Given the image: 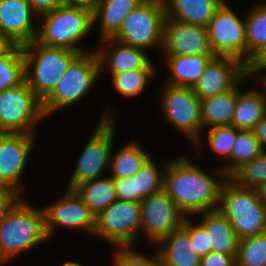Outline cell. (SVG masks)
I'll return each mask as SVG.
<instances>
[{"mask_svg": "<svg viewBox=\"0 0 266 266\" xmlns=\"http://www.w3.org/2000/svg\"><path fill=\"white\" fill-rule=\"evenodd\" d=\"M188 157L166 163L163 190L177 204L185 216L216 210L220 204V192L227 179L220 168L218 175L206 173Z\"/></svg>", "mask_w": 266, "mask_h": 266, "instance_id": "1", "label": "cell"}, {"mask_svg": "<svg viewBox=\"0 0 266 266\" xmlns=\"http://www.w3.org/2000/svg\"><path fill=\"white\" fill-rule=\"evenodd\" d=\"M48 239L43 209L23 198L0 222V253L7 262Z\"/></svg>", "mask_w": 266, "mask_h": 266, "instance_id": "2", "label": "cell"}, {"mask_svg": "<svg viewBox=\"0 0 266 266\" xmlns=\"http://www.w3.org/2000/svg\"><path fill=\"white\" fill-rule=\"evenodd\" d=\"M22 49L25 60V81L42 101L52 92L71 62L80 54L44 45L36 39L23 45Z\"/></svg>", "mask_w": 266, "mask_h": 266, "instance_id": "3", "label": "cell"}, {"mask_svg": "<svg viewBox=\"0 0 266 266\" xmlns=\"http://www.w3.org/2000/svg\"><path fill=\"white\" fill-rule=\"evenodd\" d=\"M41 23L36 40L47 46L60 47L81 53L86 52L79 41L92 30L93 12L86 8L60 5L38 17Z\"/></svg>", "mask_w": 266, "mask_h": 266, "instance_id": "4", "label": "cell"}, {"mask_svg": "<svg viewBox=\"0 0 266 266\" xmlns=\"http://www.w3.org/2000/svg\"><path fill=\"white\" fill-rule=\"evenodd\" d=\"M218 209L228 218L239 240L266 232V209L256 189L240 186L227 177Z\"/></svg>", "mask_w": 266, "mask_h": 266, "instance_id": "5", "label": "cell"}, {"mask_svg": "<svg viewBox=\"0 0 266 266\" xmlns=\"http://www.w3.org/2000/svg\"><path fill=\"white\" fill-rule=\"evenodd\" d=\"M100 65L96 52L79 54L59 79L52 92L42 101L45 116L76 104L98 81Z\"/></svg>", "mask_w": 266, "mask_h": 266, "instance_id": "6", "label": "cell"}, {"mask_svg": "<svg viewBox=\"0 0 266 266\" xmlns=\"http://www.w3.org/2000/svg\"><path fill=\"white\" fill-rule=\"evenodd\" d=\"M110 109L113 108L105 109L93 134L84 146L67 189L73 190L77 185L100 178L104 169L109 168L111 153H113L116 118Z\"/></svg>", "mask_w": 266, "mask_h": 266, "instance_id": "7", "label": "cell"}, {"mask_svg": "<svg viewBox=\"0 0 266 266\" xmlns=\"http://www.w3.org/2000/svg\"><path fill=\"white\" fill-rule=\"evenodd\" d=\"M165 17L163 0H144L128 14L113 38L143 50L162 49Z\"/></svg>", "mask_w": 266, "mask_h": 266, "instance_id": "8", "label": "cell"}, {"mask_svg": "<svg viewBox=\"0 0 266 266\" xmlns=\"http://www.w3.org/2000/svg\"><path fill=\"white\" fill-rule=\"evenodd\" d=\"M45 117L42 100L26 81L0 92V133L35 134V125Z\"/></svg>", "mask_w": 266, "mask_h": 266, "instance_id": "9", "label": "cell"}, {"mask_svg": "<svg viewBox=\"0 0 266 266\" xmlns=\"http://www.w3.org/2000/svg\"><path fill=\"white\" fill-rule=\"evenodd\" d=\"M162 113L176 130L190 138L196 148L200 146L203 130L201 120V102L192 87L162 86Z\"/></svg>", "mask_w": 266, "mask_h": 266, "instance_id": "10", "label": "cell"}, {"mask_svg": "<svg viewBox=\"0 0 266 266\" xmlns=\"http://www.w3.org/2000/svg\"><path fill=\"white\" fill-rule=\"evenodd\" d=\"M140 202L117 199L96 216L94 236L102 237L110 245L133 247L140 231Z\"/></svg>", "mask_w": 266, "mask_h": 266, "instance_id": "11", "label": "cell"}, {"mask_svg": "<svg viewBox=\"0 0 266 266\" xmlns=\"http://www.w3.org/2000/svg\"><path fill=\"white\" fill-rule=\"evenodd\" d=\"M206 28L215 56L247 62L245 19L241 20L226 1L216 10Z\"/></svg>", "mask_w": 266, "mask_h": 266, "instance_id": "12", "label": "cell"}, {"mask_svg": "<svg viewBox=\"0 0 266 266\" xmlns=\"http://www.w3.org/2000/svg\"><path fill=\"white\" fill-rule=\"evenodd\" d=\"M140 204V230L150 243L158 244L183 225L185 214L164 190L142 199Z\"/></svg>", "mask_w": 266, "mask_h": 266, "instance_id": "13", "label": "cell"}, {"mask_svg": "<svg viewBox=\"0 0 266 266\" xmlns=\"http://www.w3.org/2000/svg\"><path fill=\"white\" fill-rule=\"evenodd\" d=\"M59 199L42 208L48 237L54 233L55 226L83 229L94 236L96 217L77 193L66 188Z\"/></svg>", "mask_w": 266, "mask_h": 266, "instance_id": "14", "label": "cell"}, {"mask_svg": "<svg viewBox=\"0 0 266 266\" xmlns=\"http://www.w3.org/2000/svg\"><path fill=\"white\" fill-rule=\"evenodd\" d=\"M35 134L0 133V185L22 194L21 175L33 150Z\"/></svg>", "mask_w": 266, "mask_h": 266, "instance_id": "15", "label": "cell"}, {"mask_svg": "<svg viewBox=\"0 0 266 266\" xmlns=\"http://www.w3.org/2000/svg\"><path fill=\"white\" fill-rule=\"evenodd\" d=\"M162 52L166 55H214L207 28L166 16Z\"/></svg>", "mask_w": 266, "mask_h": 266, "instance_id": "16", "label": "cell"}, {"mask_svg": "<svg viewBox=\"0 0 266 266\" xmlns=\"http://www.w3.org/2000/svg\"><path fill=\"white\" fill-rule=\"evenodd\" d=\"M246 80L245 64L233 57H214L193 86L200 100L234 89Z\"/></svg>", "mask_w": 266, "mask_h": 266, "instance_id": "17", "label": "cell"}, {"mask_svg": "<svg viewBox=\"0 0 266 266\" xmlns=\"http://www.w3.org/2000/svg\"><path fill=\"white\" fill-rule=\"evenodd\" d=\"M102 43L103 47L106 45L108 47H100V50L95 51L99 60L100 73L104 70V66L111 75L138 69H155L153 61L143 49L119 42L114 38L103 39Z\"/></svg>", "mask_w": 266, "mask_h": 266, "instance_id": "18", "label": "cell"}, {"mask_svg": "<svg viewBox=\"0 0 266 266\" xmlns=\"http://www.w3.org/2000/svg\"><path fill=\"white\" fill-rule=\"evenodd\" d=\"M33 16L37 17L27 0H0V33L19 46L32 42L38 31Z\"/></svg>", "mask_w": 266, "mask_h": 266, "instance_id": "19", "label": "cell"}, {"mask_svg": "<svg viewBox=\"0 0 266 266\" xmlns=\"http://www.w3.org/2000/svg\"><path fill=\"white\" fill-rule=\"evenodd\" d=\"M157 249L163 266H200L201 257L196 253L189 232L180 226L162 239Z\"/></svg>", "mask_w": 266, "mask_h": 266, "instance_id": "20", "label": "cell"}, {"mask_svg": "<svg viewBox=\"0 0 266 266\" xmlns=\"http://www.w3.org/2000/svg\"><path fill=\"white\" fill-rule=\"evenodd\" d=\"M199 221L209 231L210 249L212 252L225 255H237L239 239L228 218L219 210L198 213Z\"/></svg>", "mask_w": 266, "mask_h": 266, "instance_id": "21", "label": "cell"}, {"mask_svg": "<svg viewBox=\"0 0 266 266\" xmlns=\"http://www.w3.org/2000/svg\"><path fill=\"white\" fill-rule=\"evenodd\" d=\"M215 55H166V66L171 72L165 81L172 86L192 87L198 82Z\"/></svg>", "mask_w": 266, "mask_h": 266, "instance_id": "22", "label": "cell"}, {"mask_svg": "<svg viewBox=\"0 0 266 266\" xmlns=\"http://www.w3.org/2000/svg\"><path fill=\"white\" fill-rule=\"evenodd\" d=\"M266 115V94L260 90L243 91L238 84V96L231 125L239 130H254Z\"/></svg>", "mask_w": 266, "mask_h": 266, "instance_id": "23", "label": "cell"}, {"mask_svg": "<svg viewBox=\"0 0 266 266\" xmlns=\"http://www.w3.org/2000/svg\"><path fill=\"white\" fill-rule=\"evenodd\" d=\"M225 0H163L166 16L195 25L207 26Z\"/></svg>", "mask_w": 266, "mask_h": 266, "instance_id": "24", "label": "cell"}, {"mask_svg": "<svg viewBox=\"0 0 266 266\" xmlns=\"http://www.w3.org/2000/svg\"><path fill=\"white\" fill-rule=\"evenodd\" d=\"M144 0H102L93 11V26L100 22V40L113 38L124 19ZM99 19V21H97Z\"/></svg>", "mask_w": 266, "mask_h": 266, "instance_id": "25", "label": "cell"}, {"mask_svg": "<svg viewBox=\"0 0 266 266\" xmlns=\"http://www.w3.org/2000/svg\"><path fill=\"white\" fill-rule=\"evenodd\" d=\"M237 96L238 85L234 89L200 100L203 130L208 126L231 125Z\"/></svg>", "mask_w": 266, "mask_h": 266, "instance_id": "26", "label": "cell"}, {"mask_svg": "<svg viewBox=\"0 0 266 266\" xmlns=\"http://www.w3.org/2000/svg\"><path fill=\"white\" fill-rule=\"evenodd\" d=\"M73 190L95 217L118 199L114 178L111 176L86 181L77 185Z\"/></svg>", "mask_w": 266, "mask_h": 266, "instance_id": "27", "label": "cell"}, {"mask_svg": "<svg viewBox=\"0 0 266 266\" xmlns=\"http://www.w3.org/2000/svg\"><path fill=\"white\" fill-rule=\"evenodd\" d=\"M151 157L137 142H130L119 149L114 155L111 153L109 169L112 178L132 177L142 165Z\"/></svg>", "mask_w": 266, "mask_h": 266, "instance_id": "28", "label": "cell"}, {"mask_svg": "<svg viewBox=\"0 0 266 266\" xmlns=\"http://www.w3.org/2000/svg\"><path fill=\"white\" fill-rule=\"evenodd\" d=\"M261 152L262 148L254 131L239 130L230 156L227 158L230 162L221 169L229 177L242 164L256 158Z\"/></svg>", "mask_w": 266, "mask_h": 266, "instance_id": "29", "label": "cell"}, {"mask_svg": "<svg viewBox=\"0 0 266 266\" xmlns=\"http://www.w3.org/2000/svg\"><path fill=\"white\" fill-rule=\"evenodd\" d=\"M247 61L250 55L266 43V1L252 6L245 17Z\"/></svg>", "mask_w": 266, "mask_h": 266, "instance_id": "30", "label": "cell"}, {"mask_svg": "<svg viewBox=\"0 0 266 266\" xmlns=\"http://www.w3.org/2000/svg\"><path fill=\"white\" fill-rule=\"evenodd\" d=\"M229 178L236 184L251 189L266 184V150H262L256 158L242 164Z\"/></svg>", "mask_w": 266, "mask_h": 266, "instance_id": "31", "label": "cell"}, {"mask_svg": "<svg viewBox=\"0 0 266 266\" xmlns=\"http://www.w3.org/2000/svg\"><path fill=\"white\" fill-rule=\"evenodd\" d=\"M155 72L156 69H138L112 74L113 87L123 96L136 97L144 91Z\"/></svg>", "mask_w": 266, "mask_h": 266, "instance_id": "32", "label": "cell"}, {"mask_svg": "<svg viewBox=\"0 0 266 266\" xmlns=\"http://www.w3.org/2000/svg\"><path fill=\"white\" fill-rule=\"evenodd\" d=\"M164 172H160L156 163L150 157L142 167L132 175L135 178L137 202L160 192L164 185Z\"/></svg>", "mask_w": 266, "mask_h": 266, "instance_id": "33", "label": "cell"}, {"mask_svg": "<svg viewBox=\"0 0 266 266\" xmlns=\"http://www.w3.org/2000/svg\"><path fill=\"white\" fill-rule=\"evenodd\" d=\"M25 81V60L22 46L8 57L0 58V92L19 86Z\"/></svg>", "mask_w": 266, "mask_h": 266, "instance_id": "34", "label": "cell"}, {"mask_svg": "<svg viewBox=\"0 0 266 266\" xmlns=\"http://www.w3.org/2000/svg\"><path fill=\"white\" fill-rule=\"evenodd\" d=\"M237 266H266V232L239 240Z\"/></svg>", "mask_w": 266, "mask_h": 266, "instance_id": "35", "label": "cell"}, {"mask_svg": "<svg viewBox=\"0 0 266 266\" xmlns=\"http://www.w3.org/2000/svg\"><path fill=\"white\" fill-rule=\"evenodd\" d=\"M239 129L232 125L214 126L209 129L207 140L211 150L228 158Z\"/></svg>", "mask_w": 266, "mask_h": 266, "instance_id": "36", "label": "cell"}, {"mask_svg": "<svg viewBox=\"0 0 266 266\" xmlns=\"http://www.w3.org/2000/svg\"><path fill=\"white\" fill-rule=\"evenodd\" d=\"M132 247H117L114 252V266H163L158 251L155 257L136 252Z\"/></svg>", "mask_w": 266, "mask_h": 266, "instance_id": "37", "label": "cell"}, {"mask_svg": "<svg viewBox=\"0 0 266 266\" xmlns=\"http://www.w3.org/2000/svg\"><path fill=\"white\" fill-rule=\"evenodd\" d=\"M189 217H185L182 226L189 232L190 240L193 242L196 253L203 257L212 251L210 249L209 231H206L201 223H193Z\"/></svg>", "mask_w": 266, "mask_h": 266, "instance_id": "38", "label": "cell"}, {"mask_svg": "<svg viewBox=\"0 0 266 266\" xmlns=\"http://www.w3.org/2000/svg\"><path fill=\"white\" fill-rule=\"evenodd\" d=\"M266 69V43L256 49L245 63L246 78L262 74ZM261 71V72H260Z\"/></svg>", "mask_w": 266, "mask_h": 266, "instance_id": "39", "label": "cell"}, {"mask_svg": "<svg viewBox=\"0 0 266 266\" xmlns=\"http://www.w3.org/2000/svg\"><path fill=\"white\" fill-rule=\"evenodd\" d=\"M114 182L116 186V195L119 200L137 202L135 178H114Z\"/></svg>", "mask_w": 266, "mask_h": 266, "instance_id": "40", "label": "cell"}, {"mask_svg": "<svg viewBox=\"0 0 266 266\" xmlns=\"http://www.w3.org/2000/svg\"><path fill=\"white\" fill-rule=\"evenodd\" d=\"M21 196L15 189L0 185V222L22 198Z\"/></svg>", "mask_w": 266, "mask_h": 266, "instance_id": "41", "label": "cell"}, {"mask_svg": "<svg viewBox=\"0 0 266 266\" xmlns=\"http://www.w3.org/2000/svg\"><path fill=\"white\" fill-rule=\"evenodd\" d=\"M237 255H225L217 252H209L201 257L200 266H237Z\"/></svg>", "mask_w": 266, "mask_h": 266, "instance_id": "42", "label": "cell"}, {"mask_svg": "<svg viewBox=\"0 0 266 266\" xmlns=\"http://www.w3.org/2000/svg\"><path fill=\"white\" fill-rule=\"evenodd\" d=\"M31 5L37 19L39 16L46 14L63 4V0H27Z\"/></svg>", "mask_w": 266, "mask_h": 266, "instance_id": "43", "label": "cell"}, {"mask_svg": "<svg viewBox=\"0 0 266 266\" xmlns=\"http://www.w3.org/2000/svg\"><path fill=\"white\" fill-rule=\"evenodd\" d=\"M18 46L10 37L0 33V58L8 57Z\"/></svg>", "mask_w": 266, "mask_h": 266, "instance_id": "44", "label": "cell"}, {"mask_svg": "<svg viewBox=\"0 0 266 266\" xmlns=\"http://www.w3.org/2000/svg\"><path fill=\"white\" fill-rule=\"evenodd\" d=\"M101 1L102 0H63V5L86 8L93 12Z\"/></svg>", "mask_w": 266, "mask_h": 266, "instance_id": "45", "label": "cell"}, {"mask_svg": "<svg viewBox=\"0 0 266 266\" xmlns=\"http://www.w3.org/2000/svg\"><path fill=\"white\" fill-rule=\"evenodd\" d=\"M253 131L262 150H266V115L258 122Z\"/></svg>", "mask_w": 266, "mask_h": 266, "instance_id": "46", "label": "cell"}, {"mask_svg": "<svg viewBox=\"0 0 266 266\" xmlns=\"http://www.w3.org/2000/svg\"><path fill=\"white\" fill-rule=\"evenodd\" d=\"M256 190L259 196L260 203L266 209V184L258 187Z\"/></svg>", "mask_w": 266, "mask_h": 266, "instance_id": "47", "label": "cell"}, {"mask_svg": "<svg viewBox=\"0 0 266 266\" xmlns=\"http://www.w3.org/2000/svg\"><path fill=\"white\" fill-rule=\"evenodd\" d=\"M60 266H82V265L78 262L70 261V262H66L65 264H62Z\"/></svg>", "mask_w": 266, "mask_h": 266, "instance_id": "48", "label": "cell"}, {"mask_svg": "<svg viewBox=\"0 0 266 266\" xmlns=\"http://www.w3.org/2000/svg\"><path fill=\"white\" fill-rule=\"evenodd\" d=\"M260 79H261L260 82L264 85V88H265L264 92L266 94V74L264 76H262Z\"/></svg>", "mask_w": 266, "mask_h": 266, "instance_id": "49", "label": "cell"}, {"mask_svg": "<svg viewBox=\"0 0 266 266\" xmlns=\"http://www.w3.org/2000/svg\"><path fill=\"white\" fill-rule=\"evenodd\" d=\"M4 263H7V261L3 258V256L0 253V266H2Z\"/></svg>", "mask_w": 266, "mask_h": 266, "instance_id": "50", "label": "cell"}]
</instances>
